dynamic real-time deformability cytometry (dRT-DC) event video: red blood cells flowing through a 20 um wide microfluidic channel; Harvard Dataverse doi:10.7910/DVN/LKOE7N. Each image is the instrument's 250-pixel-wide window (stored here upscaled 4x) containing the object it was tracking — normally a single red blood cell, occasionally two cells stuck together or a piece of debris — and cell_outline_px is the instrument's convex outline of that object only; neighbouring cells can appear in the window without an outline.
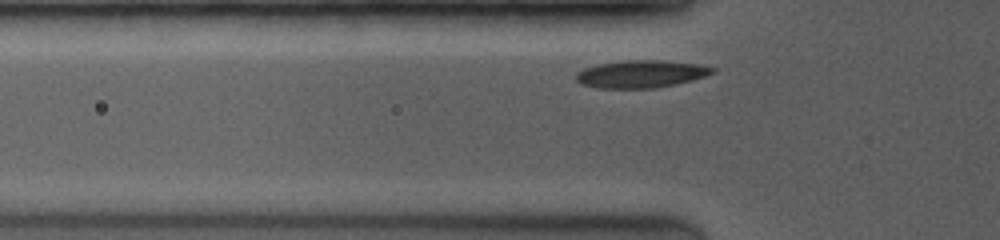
{"species": "common noctule bat (a hibernating species)", "species_latin": "Nyctalus noctula", "temperature_condition": "room temperature", "stored_images_in_passage": 58, "camera_frame_rate_fps": 3500, "um_per_image_px": 0.085, "animal": {"sex": "female", "body_mass_g": 19.0, "forearm_length_mm": 53.3}, "frame": {"image": 1, "passage_image": 5, "time_ms": 0.571, "image_size_px": [1000, 240], "cell_outline_px": [[716, 72], [692, 80], [676, 84], [656, 88], [600, 88], [580, 84], [576, 80], [576, 72], [584, 68], [600, 64], [624, 60], [660, 60], [700, 64], [716, 68]], "centroid_in_image_um": [54.5, 6.29], "position_along_channel_um": 71.3, "area_um2": 21.91}}
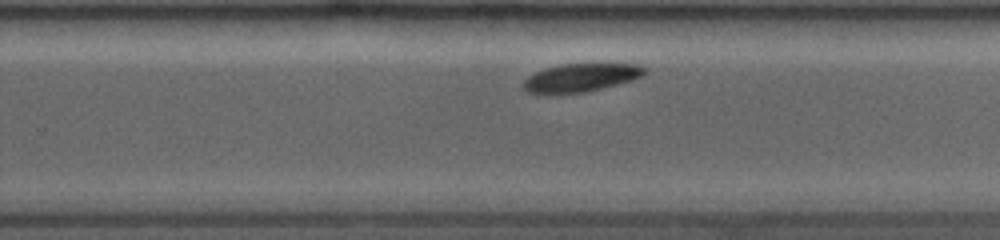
{"frame": {"image": 2, "passage_image": 37, "time_ms": 6.0, "image_size_px": [1000, 240], "cell_outline_px": [[648, 72], [632, 80], [584, 92], [556, 96], [544, 96], [528, 92], [524, 88], [524, 80], [528, 76], [544, 68], [560, 64], [592, 60], [640, 64], [648, 68]], "centroid_in_image_um": [49.39, 6.56], "position_along_channel_um": 280.4, "area_um2": 21.56}}
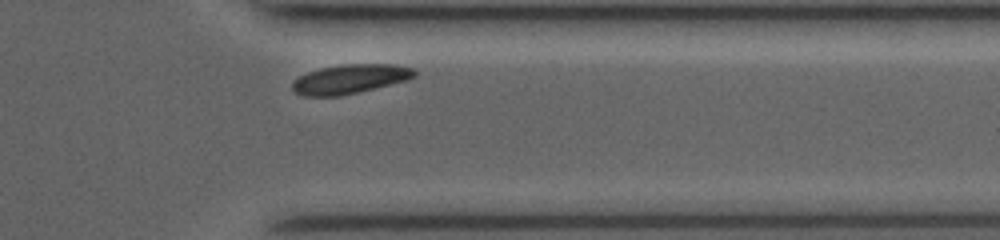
{"frame": {"image": 3, "passage_image": 52, "time_ms": 8.571, "image_size_px": [1000, 240], "cell_outline_px": [[416, 76], [408, 80], [340, 96], [304, 96], [292, 92], [292, 80], [308, 72], [320, 68], [340, 64], [396, 64], [416, 68]], "centroid_in_image_um": [29.75, 6.71], "position_along_channel_um": 381.7, "area_um2": 21.04}}